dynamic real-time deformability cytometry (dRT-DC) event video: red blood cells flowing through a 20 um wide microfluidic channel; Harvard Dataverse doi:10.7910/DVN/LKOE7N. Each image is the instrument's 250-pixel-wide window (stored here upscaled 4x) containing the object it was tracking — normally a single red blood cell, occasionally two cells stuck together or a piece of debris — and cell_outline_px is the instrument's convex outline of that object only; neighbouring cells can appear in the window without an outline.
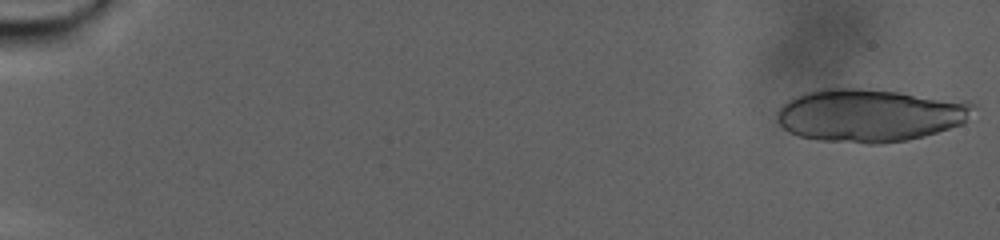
{"species": "human", "species_latin": "Homo sapiens", "temperature_condition": "warm", "stored_images_in_passage": 34, "camera_frame_rate_fps": 3000, "um_per_image_px": 0.085, "donor": {"sex": "male"}, "frame": {"image": 1, "passage_image": 1, "time_ms": 0.0, "image_size_px": [1000, 240], "cell_outline_px": [[976, 104], [964, 120], [960, 124], [924, 136], [908, 140], [880, 144], [868, 144], [816, 140], [800, 136], [788, 132], [780, 124], [776, 116], [780, 108], [788, 100], [804, 92], [824, 88], [860, 88], [968, 100]], "centroid_in_image_um": [73.91, 9.8], "position_along_channel_um": 11.1, "area_um2": 60.52}}
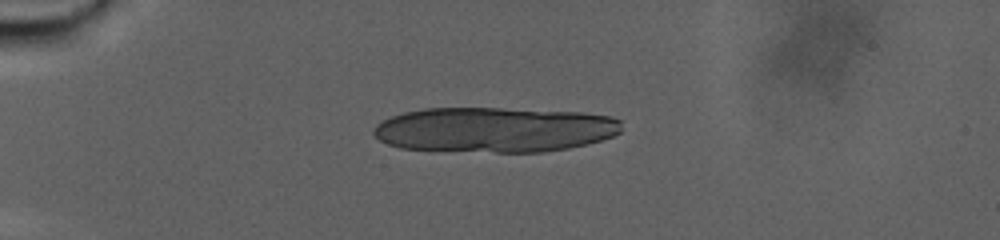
{"frame": {"image": 2, "passage_image": 24, "time_ms": 7.667, "image_size_px": [1000, 240], "cell_outline_px": [[620, 132], [612, 136], [600, 140], [568, 148], [544, 152], [496, 152], [400, 148], [388, 144], [380, 140], [372, 132], [376, 124], [380, 120], [404, 112], [424, 108], [500, 108], [580, 112], [612, 116], [620, 120]], "centroid_in_image_um": [42.01, 11.01], "position_along_channel_um": 43.0, "area_um2": 65.2}}